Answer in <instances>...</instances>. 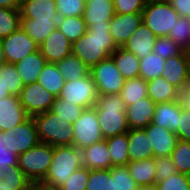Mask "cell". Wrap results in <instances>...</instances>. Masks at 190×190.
I'll return each mask as SVG.
<instances>
[{"label":"cell","instance_id":"cell-19","mask_svg":"<svg viewBox=\"0 0 190 190\" xmlns=\"http://www.w3.org/2000/svg\"><path fill=\"white\" fill-rule=\"evenodd\" d=\"M21 19L59 20L55 0H27L20 4Z\"/></svg>","mask_w":190,"mask_h":190},{"label":"cell","instance_id":"cell-2","mask_svg":"<svg viewBox=\"0 0 190 190\" xmlns=\"http://www.w3.org/2000/svg\"><path fill=\"white\" fill-rule=\"evenodd\" d=\"M126 107L120 94L99 95L95 110L104 139L129 131Z\"/></svg>","mask_w":190,"mask_h":190},{"label":"cell","instance_id":"cell-24","mask_svg":"<svg viewBox=\"0 0 190 190\" xmlns=\"http://www.w3.org/2000/svg\"><path fill=\"white\" fill-rule=\"evenodd\" d=\"M47 61L40 50L35 51L15 63V67L25 85L37 82L38 76Z\"/></svg>","mask_w":190,"mask_h":190},{"label":"cell","instance_id":"cell-35","mask_svg":"<svg viewBox=\"0 0 190 190\" xmlns=\"http://www.w3.org/2000/svg\"><path fill=\"white\" fill-rule=\"evenodd\" d=\"M120 95L126 106L147 98V81L141 77L126 79Z\"/></svg>","mask_w":190,"mask_h":190},{"label":"cell","instance_id":"cell-34","mask_svg":"<svg viewBox=\"0 0 190 190\" xmlns=\"http://www.w3.org/2000/svg\"><path fill=\"white\" fill-rule=\"evenodd\" d=\"M57 28L72 43L81 38L87 32V25L83 16L59 17Z\"/></svg>","mask_w":190,"mask_h":190},{"label":"cell","instance_id":"cell-58","mask_svg":"<svg viewBox=\"0 0 190 190\" xmlns=\"http://www.w3.org/2000/svg\"><path fill=\"white\" fill-rule=\"evenodd\" d=\"M30 190H53V189H49L47 187H43L40 184H33L31 186Z\"/></svg>","mask_w":190,"mask_h":190},{"label":"cell","instance_id":"cell-52","mask_svg":"<svg viewBox=\"0 0 190 190\" xmlns=\"http://www.w3.org/2000/svg\"><path fill=\"white\" fill-rule=\"evenodd\" d=\"M179 16L190 18V0H167Z\"/></svg>","mask_w":190,"mask_h":190},{"label":"cell","instance_id":"cell-28","mask_svg":"<svg viewBox=\"0 0 190 190\" xmlns=\"http://www.w3.org/2000/svg\"><path fill=\"white\" fill-rule=\"evenodd\" d=\"M128 171L139 187L153 186L155 180V158H148L139 161H129L126 165Z\"/></svg>","mask_w":190,"mask_h":190},{"label":"cell","instance_id":"cell-14","mask_svg":"<svg viewBox=\"0 0 190 190\" xmlns=\"http://www.w3.org/2000/svg\"><path fill=\"white\" fill-rule=\"evenodd\" d=\"M141 23L142 13H115L110 20V34L117 47H123Z\"/></svg>","mask_w":190,"mask_h":190},{"label":"cell","instance_id":"cell-16","mask_svg":"<svg viewBox=\"0 0 190 190\" xmlns=\"http://www.w3.org/2000/svg\"><path fill=\"white\" fill-rule=\"evenodd\" d=\"M144 130L151 141L153 158L171 155L178 140L175 132L153 123Z\"/></svg>","mask_w":190,"mask_h":190},{"label":"cell","instance_id":"cell-45","mask_svg":"<svg viewBox=\"0 0 190 190\" xmlns=\"http://www.w3.org/2000/svg\"><path fill=\"white\" fill-rule=\"evenodd\" d=\"M59 17L83 16L85 0H55Z\"/></svg>","mask_w":190,"mask_h":190},{"label":"cell","instance_id":"cell-43","mask_svg":"<svg viewBox=\"0 0 190 190\" xmlns=\"http://www.w3.org/2000/svg\"><path fill=\"white\" fill-rule=\"evenodd\" d=\"M183 51L184 50L168 36L157 37L153 47V52L165 60L180 55Z\"/></svg>","mask_w":190,"mask_h":190},{"label":"cell","instance_id":"cell-5","mask_svg":"<svg viewBox=\"0 0 190 190\" xmlns=\"http://www.w3.org/2000/svg\"><path fill=\"white\" fill-rule=\"evenodd\" d=\"M53 160V146L39 142L18 156V167L32 184H40Z\"/></svg>","mask_w":190,"mask_h":190},{"label":"cell","instance_id":"cell-48","mask_svg":"<svg viewBox=\"0 0 190 190\" xmlns=\"http://www.w3.org/2000/svg\"><path fill=\"white\" fill-rule=\"evenodd\" d=\"M154 169L156 170V183L166 180L171 175L177 173L174 162L172 161L170 156L156 157Z\"/></svg>","mask_w":190,"mask_h":190},{"label":"cell","instance_id":"cell-55","mask_svg":"<svg viewBox=\"0 0 190 190\" xmlns=\"http://www.w3.org/2000/svg\"><path fill=\"white\" fill-rule=\"evenodd\" d=\"M11 96L8 89L5 87L3 78L0 77V99Z\"/></svg>","mask_w":190,"mask_h":190},{"label":"cell","instance_id":"cell-46","mask_svg":"<svg viewBox=\"0 0 190 190\" xmlns=\"http://www.w3.org/2000/svg\"><path fill=\"white\" fill-rule=\"evenodd\" d=\"M156 190H190V175L175 173L155 184Z\"/></svg>","mask_w":190,"mask_h":190},{"label":"cell","instance_id":"cell-20","mask_svg":"<svg viewBox=\"0 0 190 190\" xmlns=\"http://www.w3.org/2000/svg\"><path fill=\"white\" fill-rule=\"evenodd\" d=\"M183 110L180 100L158 103L155 106L152 123L176 133Z\"/></svg>","mask_w":190,"mask_h":190},{"label":"cell","instance_id":"cell-15","mask_svg":"<svg viewBox=\"0 0 190 190\" xmlns=\"http://www.w3.org/2000/svg\"><path fill=\"white\" fill-rule=\"evenodd\" d=\"M29 117L18 96L11 95L0 99V131H10Z\"/></svg>","mask_w":190,"mask_h":190},{"label":"cell","instance_id":"cell-27","mask_svg":"<svg viewBox=\"0 0 190 190\" xmlns=\"http://www.w3.org/2000/svg\"><path fill=\"white\" fill-rule=\"evenodd\" d=\"M147 94L156 104L180 100V90L162 76L147 81Z\"/></svg>","mask_w":190,"mask_h":190},{"label":"cell","instance_id":"cell-40","mask_svg":"<svg viewBox=\"0 0 190 190\" xmlns=\"http://www.w3.org/2000/svg\"><path fill=\"white\" fill-rule=\"evenodd\" d=\"M168 37L173 39L182 50L190 49V18L179 16Z\"/></svg>","mask_w":190,"mask_h":190},{"label":"cell","instance_id":"cell-38","mask_svg":"<svg viewBox=\"0 0 190 190\" xmlns=\"http://www.w3.org/2000/svg\"><path fill=\"white\" fill-rule=\"evenodd\" d=\"M86 190H115V178L110 169L89 170Z\"/></svg>","mask_w":190,"mask_h":190},{"label":"cell","instance_id":"cell-61","mask_svg":"<svg viewBox=\"0 0 190 190\" xmlns=\"http://www.w3.org/2000/svg\"><path fill=\"white\" fill-rule=\"evenodd\" d=\"M19 1V3L21 4V3H23V2H25V1H27V0H18Z\"/></svg>","mask_w":190,"mask_h":190},{"label":"cell","instance_id":"cell-54","mask_svg":"<svg viewBox=\"0 0 190 190\" xmlns=\"http://www.w3.org/2000/svg\"><path fill=\"white\" fill-rule=\"evenodd\" d=\"M0 7L7 9H19L20 3L18 0H0Z\"/></svg>","mask_w":190,"mask_h":190},{"label":"cell","instance_id":"cell-47","mask_svg":"<svg viewBox=\"0 0 190 190\" xmlns=\"http://www.w3.org/2000/svg\"><path fill=\"white\" fill-rule=\"evenodd\" d=\"M89 178V169L81 166L58 190H86Z\"/></svg>","mask_w":190,"mask_h":190},{"label":"cell","instance_id":"cell-31","mask_svg":"<svg viewBox=\"0 0 190 190\" xmlns=\"http://www.w3.org/2000/svg\"><path fill=\"white\" fill-rule=\"evenodd\" d=\"M20 27L37 43L41 44L57 28L52 20L21 19Z\"/></svg>","mask_w":190,"mask_h":190},{"label":"cell","instance_id":"cell-57","mask_svg":"<svg viewBox=\"0 0 190 190\" xmlns=\"http://www.w3.org/2000/svg\"><path fill=\"white\" fill-rule=\"evenodd\" d=\"M6 58H5V54H4V50H3V46H2V41L0 39V65L6 64Z\"/></svg>","mask_w":190,"mask_h":190},{"label":"cell","instance_id":"cell-37","mask_svg":"<svg viewBox=\"0 0 190 190\" xmlns=\"http://www.w3.org/2000/svg\"><path fill=\"white\" fill-rule=\"evenodd\" d=\"M170 157L177 172L190 175V142L178 139Z\"/></svg>","mask_w":190,"mask_h":190},{"label":"cell","instance_id":"cell-41","mask_svg":"<svg viewBox=\"0 0 190 190\" xmlns=\"http://www.w3.org/2000/svg\"><path fill=\"white\" fill-rule=\"evenodd\" d=\"M0 77L3 78L5 87L11 95L19 96L24 83L14 64L6 63L1 65Z\"/></svg>","mask_w":190,"mask_h":190},{"label":"cell","instance_id":"cell-51","mask_svg":"<svg viewBox=\"0 0 190 190\" xmlns=\"http://www.w3.org/2000/svg\"><path fill=\"white\" fill-rule=\"evenodd\" d=\"M0 165H18V155L6 148L5 145L4 148L0 149Z\"/></svg>","mask_w":190,"mask_h":190},{"label":"cell","instance_id":"cell-32","mask_svg":"<svg viewBox=\"0 0 190 190\" xmlns=\"http://www.w3.org/2000/svg\"><path fill=\"white\" fill-rule=\"evenodd\" d=\"M65 81L54 63H46L37 79L39 84L56 97L61 93Z\"/></svg>","mask_w":190,"mask_h":190},{"label":"cell","instance_id":"cell-36","mask_svg":"<svg viewBox=\"0 0 190 190\" xmlns=\"http://www.w3.org/2000/svg\"><path fill=\"white\" fill-rule=\"evenodd\" d=\"M165 59L152 52L140 59V73L139 77L143 78L145 81L153 80L157 77H161L164 71Z\"/></svg>","mask_w":190,"mask_h":190},{"label":"cell","instance_id":"cell-12","mask_svg":"<svg viewBox=\"0 0 190 190\" xmlns=\"http://www.w3.org/2000/svg\"><path fill=\"white\" fill-rule=\"evenodd\" d=\"M6 62L15 64L27 55L39 50L37 44L21 27L1 39Z\"/></svg>","mask_w":190,"mask_h":190},{"label":"cell","instance_id":"cell-42","mask_svg":"<svg viewBox=\"0 0 190 190\" xmlns=\"http://www.w3.org/2000/svg\"><path fill=\"white\" fill-rule=\"evenodd\" d=\"M84 108L76 105L70 104L60 97L55 98V102L52 104L50 111L59 114V117L69 121L72 125L82 114Z\"/></svg>","mask_w":190,"mask_h":190},{"label":"cell","instance_id":"cell-49","mask_svg":"<svg viewBox=\"0 0 190 190\" xmlns=\"http://www.w3.org/2000/svg\"><path fill=\"white\" fill-rule=\"evenodd\" d=\"M147 0H113L117 14L142 13Z\"/></svg>","mask_w":190,"mask_h":190},{"label":"cell","instance_id":"cell-11","mask_svg":"<svg viewBox=\"0 0 190 190\" xmlns=\"http://www.w3.org/2000/svg\"><path fill=\"white\" fill-rule=\"evenodd\" d=\"M18 97L30 117L49 111L56 98L38 82L25 85Z\"/></svg>","mask_w":190,"mask_h":190},{"label":"cell","instance_id":"cell-13","mask_svg":"<svg viewBox=\"0 0 190 190\" xmlns=\"http://www.w3.org/2000/svg\"><path fill=\"white\" fill-rule=\"evenodd\" d=\"M72 42L58 29L55 28L39 45L41 54L47 63H58L71 54Z\"/></svg>","mask_w":190,"mask_h":190},{"label":"cell","instance_id":"cell-3","mask_svg":"<svg viewBox=\"0 0 190 190\" xmlns=\"http://www.w3.org/2000/svg\"><path fill=\"white\" fill-rule=\"evenodd\" d=\"M82 166V153L74 145L53 146V160L40 183L41 186L58 190L75 170Z\"/></svg>","mask_w":190,"mask_h":190},{"label":"cell","instance_id":"cell-17","mask_svg":"<svg viewBox=\"0 0 190 190\" xmlns=\"http://www.w3.org/2000/svg\"><path fill=\"white\" fill-rule=\"evenodd\" d=\"M156 103L149 97L140 99L126 107L129 129H144L153 121Z\"/></svg>","mask_w":190,"mask_h":190},{"label":"cell","instance_id":"cell-6","mask_svg":"<svg viewBox=\"0 0 190 190\" xmlns=\"http://www.w3.org/2000/svg\"><path fill=\"white\" fill-rule=\"evenodd\" d=\"M179 17L167 0H147L142 11L143 23L156 37L168 36Z\"/></svg>","mask_w":190,"mask_h":190},{"label":"cell","instance_id":"cell-4","mask_svg":"<svg viewBox=\"0 0 190 190\" xmlns=\"http://www.w3.org/2000/svg\"><path fill=\"white\" fill-rule=\"evenodd\" d=\"M39 141L51 146L73 145V130L69 121L50 110L33 116Z\"/></svg>","mask_w":190,"mask_h":190},{"label":"cell","instance_id":"cell-10","mask_svg":"<svg viewBox=\"0 0 190 190\" xmlns=\"http://www.w3.org/2000/svg\"><path fill=\"white\" fill-rule=\"evenodd\" d=\"M2 135L6 148L15 152L18 156L40 142L33 117H29L10 131H2Z\"/></svg>","mask_w":190,"mask_h":190},{"label":"cell","instance_id":"cell-59","mask_svg":"<svg viewBox=\"0 0 190 190\" xmlns=\"http://www.w3.org/2000/svg\"><path fill=\"white\" fill-rule=\"evenodd\" d=\"M137 190H156L155 185L153 186H142V187H138Z\"/></svg>","mask_w":190,"mask_h":190},{"label":"cell","instance_id":"cell-1","mask_svg":"<svg viewBox=\"0 0 190 190\" xmlns=\"http://www.w3.org/2000/svg\"><path fill=\"white\" fill-rule=\"evenodd\" d=\"M117 48L110 34V20H106L104 24H89L87 32L72 43L71 54L91 69L109 58Z\"/></svg>","mask_w":190,"mask_h":190},{"label":"cell","instance_id":"cell-8","mask_svg":"<svg viewBox=\"0 0 190 190\" xmlns=\"http://www.w3.org/2000/svg\"><path fill=\"white\" fill-rule=\"evenodd\" d=\"M58 97L85 109L96 105L99 94L96 83L89 74L74 81H65Z\"/></svg>","mask_w":190,"mask_h":190},{"label":"cell","instance_id":"cell-9","mask_svg":"<svg viewBox=\"0 0 190 190\" xmlns=\"http://www.w3.org/2000/svg\"><path fill=\"white\" fill-rule=\"evenodd\" d=\"M99 95L120 94L125 79L111 57L102 60L90 69Z\"/></svg>","mask_w":190,"mask_h":190},{"label":"cell","instance_id":"cell-18","mask_svg":"<svg viewBox=\"0 0 190 190\" xmlns=\"http://www.w3.org/2000/svg\"><path fill=\"white\" fill-rule=\"evenodd\" d=\"M157 37L143 23L130 35L123 48L135 54L139 59L144 58L153 52V47Z\"/></svg>","mask_w":190,"mask_h":190},{"label":"cell","instance_id":"cell-50","mask_svg":"<svg viewBox=\"0 0 190 190\" xmlns=\"http://www.w3.org/2000/svg\"><path fill=\"white\" fill-rule=\"evenodd\" d=\"M176 135L179 140L190 142V112L186 111L185 109L180 115V121Z\"/></svg>","mask_w":190,"mask_h":190},{"label":"cell","instance_id":"cell-23","mask_svg":"<svg viewBox=\"0 0 190 190\" xmlns=\"http://www.w3.org/2000/svg\"><path fill=\"white\" fill-rule=\"evenodd\" d=\"M127 137L130 161L153 158L151 141L144 129H129Z\"/></svg>","mask_w":190,"mask_h":190},{"label":"cell","instance_id":"cell-21","mask_svg":"<svg viewBox=\"0 0 190 190\" xmlns=\"http://www.w3.org/2000/svg\"><path fill=\"white\" fill-rule=\"evenodd\" d=\"M161 76L182 91L188 84L187 62L184 51L165 60Z\"/></svg>","mask_w":190,"mask_h":190},{"label":"cell","instance_id":"cell-53","mask_svg":"<svg viewBox=\"0 0 190 190\" xmlns=\"http://www.w3.org/2000/svg\"><path fill=\"white\" fill-rule=\"evenodd\" d=\"M180 102L183 109L190 112V83L180 91Z\"/></svg>","mask_w":190,"mask_h":190},{"label":"cell","instance_id":"cell-44","mask_svg":"<svg viewBox=\"0 0 190 190\" xmlns=\"http://www.w3.org/2000/svg\"><path fill=\"white\" fill-rule=\"evenodd\" d=\"M112 178H115V190H137L138 185L131 177L127 166L110 168Z\"/></svg>","mask_w":190,"mask_h":190},{"label":"cell","instance_id":"cell-26","mask_svg":"<svg viewBox=\"0 0 190 190\" xmlns=\"http://www.w3.org/2000/svg\"><path fill=\"white\" fill-rule=\"evenodd\" d=\"M32 185L18 165H0V190H30Z\"/></svg>","mask_w":190,"mask_h":190},{"label":"cell","instance_id":"cell-60","mask_svg":"<svg viewBox=\"0 0 190 190\" xmlns=\"http://www.w3.org/2000/svg\"><path fill=\"white\" fill-rule=\"evenodd\" d=\"M2 131H0V149L4 148Z\"/></svg>","mask_w":190,"mask_h":190},{"label":"cell","instance_id":"cell-56","mask_svg":"<svg viewBox=\"0 0 190 190\" xmlns=\"http://www.w3.org/2000/svg\"><path fill=\"white\" fill-rule=\"evenodd\" d=\"M186 62H187V75L190 83V49L184 50Z\"/></svg>","mask_w":190,"mask_h":190},{"label":"cell","instance_id":"cell-29","mask_svg":"<svg viewBox=\"0 0 190 190\" xmlns=\"http://www.w3.org/2000/svg\"><path fill=\"white\" fill-rule=\"evenodd\" d=\"M110 57L125 80L139 77L140 59L135 54L123 47H118Z\"/></svg>","mask_w":190,"mask_h":190},{"label":"cell","instance_id":"cell-7","mask_svg":"<svg viewBox=\"0 0 190 190\" xmlns=\"http://www.w3.org/2000/svg\"><path fill=\"white\" fill-rule=\"evenodd\" d=\"M71 127L74 134L73 145L79 150L105 140L100 130L95 106L85 108Z\"/></svg>","mask_w":190,"mask_h":190},{"label":"cell","instance_id":"cell-22","mask_svg":"<svg viewBox=\"0 0 190 190\" xmlns=\"http://www.w3.org/2000/svg\"><path fill=\"white\" fill-rule=\"evenodd\" d=\"M82 166L89 170L110 169L111 158L105 140L81 150Z\"/></svg>","mask_w":190,"mask_h":190},{"label":"cell","instance_id":"cell-39","mask_svg":"<svg viewBox=\"0 0 190 190\" xmlns=\"http://www.w3.org/2000/svg\"><path fill=\"white\" fill-rule=\"evenodd\" d=\"M21 25L19 9H7L0 7V39L14 33Z\"/></svg>","mask_w":190,"mask_h":190},{"label":"cell","instance_id":"cell-25","mask_svg":"<svg viewBox=\"0 0 190 190\" xmlns=\"http://www.w3.org/2000/svg\"><path fill=\"white\" fill-rule=\"evenodd\" d=\"M115 15L113 0H87L83 19L89 24H104L106 20H111Z\"/></svg>","mask_w":190,"mask_h":190},{"label":"cell","instance_id":"cell-30","mask_svg":"<svg viewBox=\"0 0 190 190\" xmlns=\"http://www.w3.org/2000/svg\"><path fill=\"white\" fill-rule=\"evenodd\" d=\"M111 158V168L128 164V137L127 133L105 139Z\"/></svg>","mask_w":190,"mask_h":190},{"label":"cell","instance_id":"cell-33","mask_svg":"<svg viewBox=\"0 0 190 190\" xmlns=\"http://www.w3.org/2000/svg\"><path fill=\"white\" fill-rule=\"evenodd\" d=\"M56 66L66 81H74L90 74V69L77 56L72 54L60 60L56 63Z\"/></svg>","mask_w":190,"mask_h":190}]
</instances>
